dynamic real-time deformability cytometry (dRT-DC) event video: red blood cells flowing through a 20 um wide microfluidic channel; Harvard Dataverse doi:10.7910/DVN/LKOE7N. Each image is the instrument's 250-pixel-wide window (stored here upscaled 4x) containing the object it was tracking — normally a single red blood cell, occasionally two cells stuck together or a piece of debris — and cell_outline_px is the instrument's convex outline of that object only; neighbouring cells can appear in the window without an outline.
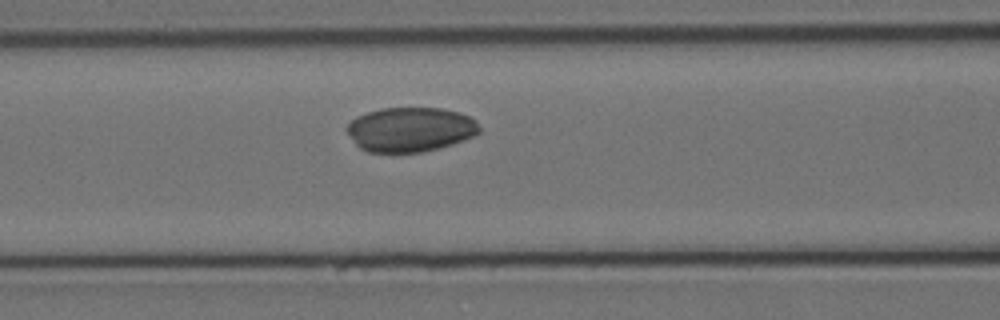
{"species": "Egyptian fruit bat (a non-hibernating species)", "species_latin": "Rousettus aegyptiacus", "temperature_condition": "cold", "stored_images_in_passage": 47, "camera_frame_rate_fps": 3000, "um_per_image_px": 0.085, "animal": {"sex": "female"}, "frame": {"image": 1, "passage_image": 19, "time_ms": 6.0, "image_size_px": [1000, 320], "cell_outline_px": [[480, 132], [472, 136], [452, 144], [424, 152], [368, 152], [360, 148], [356, 144], [344, 128], [356, 116], [380, 108], [440, 108], [456, 112], [468, 116], [476, 120], [480, 128]], "centroid_in_image_um": [34.85, 11.0], "position_along_channel_um": 131.8, "area_um2": 34.28}}
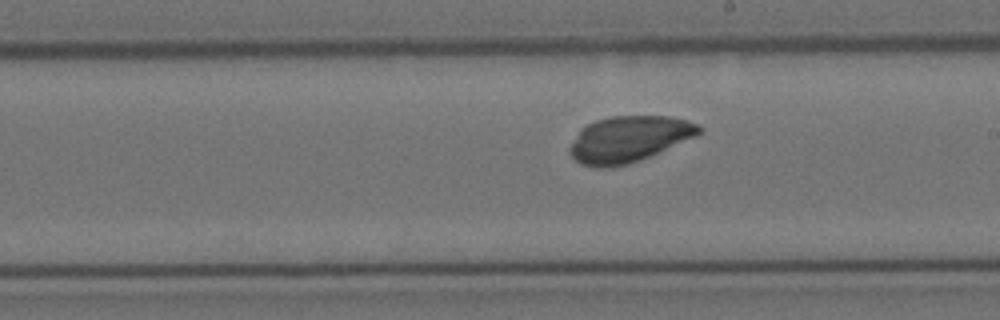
{"frame": {"image": 2, "passage_image": 28, "time_ms": 9.0, "image_size_px": [1000, 320], "cell_outline_px": [[704, 128], [696, 136], [640, 160], [628, 164], [608, 168], [596, 168], [580, 164], [568, 152], [568, 148], [580, 128], [596, 120], [612, 116], [668, 116], [688, 120]], "centroid_in_image_um": [53.42, 11.83], "position_along_channel_um": 235.6, "area_um2": 34.74}}
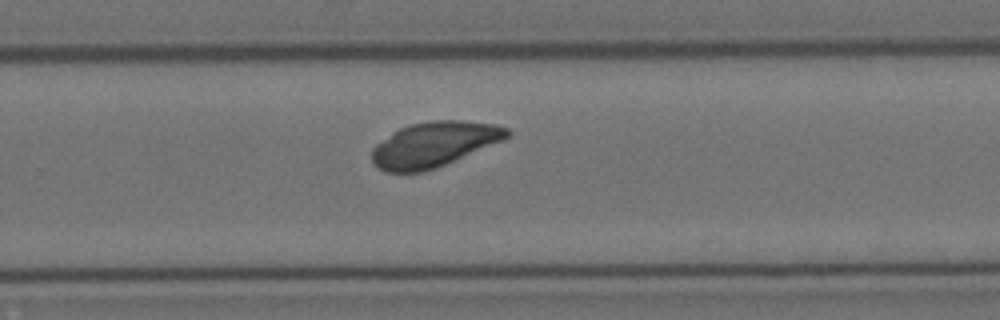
{"frame": {"image": 3, "passage_image": 33, "time_ms": 10.667, "image_size_px": [1000, 320], "cell_outline_px": [[512, 132], [504, 140], [436, 168], [424, 172], [384, 172], [372, 160], [372, 148], [376, 144], [392, 132], [400, 128], [412, 124], [432, 120], [460, 120], [496, 124], [508, 128]], "centroid_in_image_um": [36.91, 12.27], "position_along_channel_um": 292.9, "area_um2": 35.43}}